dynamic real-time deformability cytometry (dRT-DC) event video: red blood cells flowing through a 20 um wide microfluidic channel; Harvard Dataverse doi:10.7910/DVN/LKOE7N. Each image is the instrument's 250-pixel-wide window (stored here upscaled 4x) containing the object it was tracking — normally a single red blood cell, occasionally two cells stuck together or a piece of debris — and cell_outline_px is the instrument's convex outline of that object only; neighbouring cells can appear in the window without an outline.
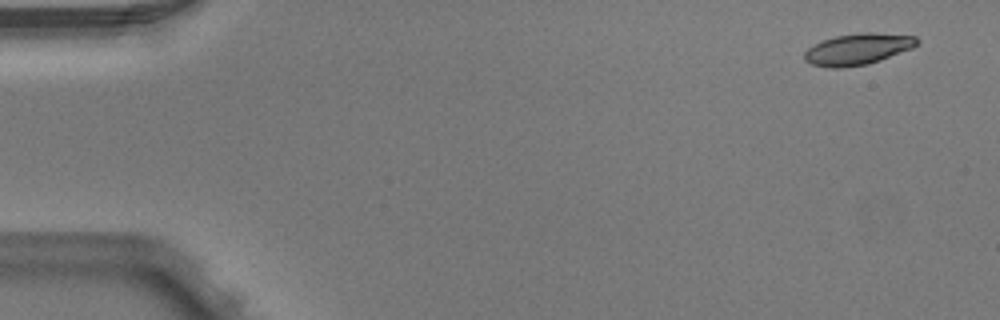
{"species": "Egyptian fruit bat (a non-hibernating species)", "species_latin": "Rousettus aegyptiacus", "temperature_condition": "warm", "stored_images_in_passage": 4, "camera_frame_rate_fps": 3000, "um_per_image_px": 0.085, "animal": {"sex": "male"}, "frame": {"image": 1, "passage_image": 1, "time_ms": 0.0, "image_size_px": [1000, 320], "cell_outline_px": [[920, 40], [912, 48], [880, 60], [868, 64], [840, 68], [828, 68], [812, 64], [804, 60], [804, 52], [812, 44], [836, 36], [860, 32], [872, 32], [916, 36]], "centroid_in_image_um": [72.89, 4.17], "position_along_channel_um": 12.1, "area_um2": 20.58}}
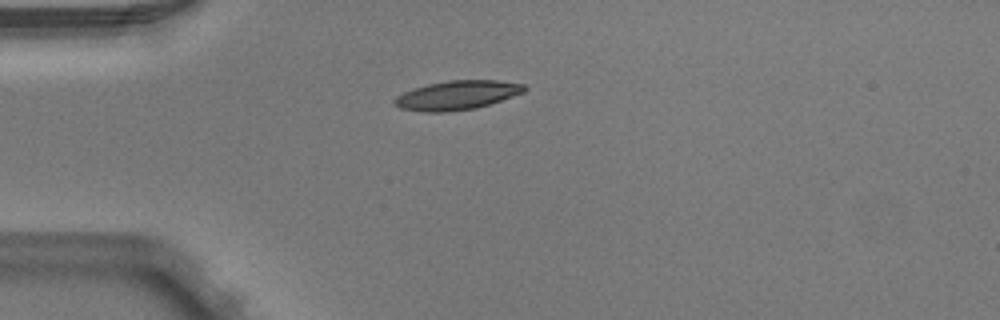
{"frame": {"image": 2, "passage_image": 4, "time_ms": 1.0, "image_size_px": [1000, 320], "cell_outline_px": [[528, 88], [524, 92], [476, 108], [444, 112], [424, 112], [400, 108], [392, 104], [392, 100], [396, 96], [404, 92], [428, 84], [448, 80], [496, 80], [524, 84]], "centroid_in_image_um": [38.82, 8.09], "position_along_channel_um": 46.2, "area_um2": 21.91}}